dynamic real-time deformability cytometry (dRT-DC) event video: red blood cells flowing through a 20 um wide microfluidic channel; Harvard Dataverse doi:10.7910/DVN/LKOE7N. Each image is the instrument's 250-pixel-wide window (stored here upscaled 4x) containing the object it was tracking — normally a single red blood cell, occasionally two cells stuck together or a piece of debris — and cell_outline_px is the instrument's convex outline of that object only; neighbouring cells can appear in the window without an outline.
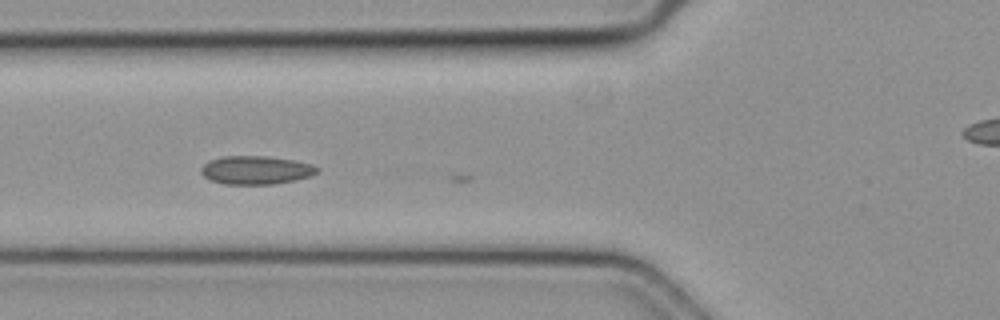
{"species": "common noctule bat (a hibernating species)", "species_latin": "Nyctalus noctula", "temperature_condition": "cold", "stored_images_in_passage": 20, "camera_frame_rate_fps": 3000, "um_per_image_px": 0.085, "animal": {"sex": "female", "body_mass_g": 19.3, "forearm_length_mm": 54.1}, "frame": {"image": 1, "passage_image": 19, "time_ms": 6.0, "image_size_px": [1000, 320], "cell_outline_px": [[320, 172], [296, 180], [272, 184], [224, 184], [212, 180], [204, 176], [200, 172], [200, 168], [208, 160], [224, 156], [268, 156], [292, 160], [312, 164], [320, 168]], "centroid_in_image_um": [21.76, 14.45], "position_along_channel_um": 104.0, "area_um2": 19.25}}